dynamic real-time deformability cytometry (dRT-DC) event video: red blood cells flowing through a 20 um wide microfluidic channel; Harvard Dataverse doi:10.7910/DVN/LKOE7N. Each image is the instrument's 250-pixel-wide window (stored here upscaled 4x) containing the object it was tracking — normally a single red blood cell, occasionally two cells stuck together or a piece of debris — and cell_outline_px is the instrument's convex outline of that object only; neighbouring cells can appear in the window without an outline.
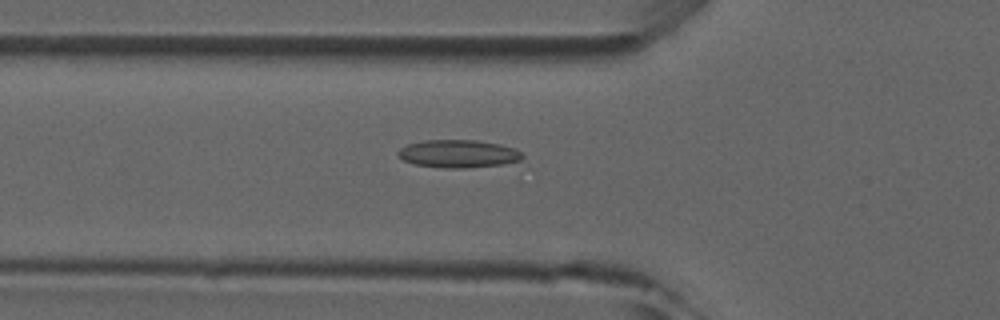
{"species": "common noctule bat (a hibernating species)", "species_latin": "Nyctalus noctula", "temperature_condition": "room temperature", "stored_images_in_passage": 30, "camera_frame_rate_fps": 3000, "um_per_image_px": 0.085, "animal": {"sex": "male", "forearm_length_mm": 52.5}, "frame": {"image": 1, "passage_image": 17, "time_ms": 5.333, "image_size_px": [1000, 320], "cell_outline_px": [[524, 156], [520, 160], [504, 164], [464, 168], [444, 168], [416, 164], [404, 160], [396, 156], [396, 152], [400, 148], [408, 144], [424, 140], [476, 140], [500, 144], [516, 148]], "centroid_in_image_um": [38.95, 13.06], "position_along_channel_um": 86.9, "area_um2": 20.23}}
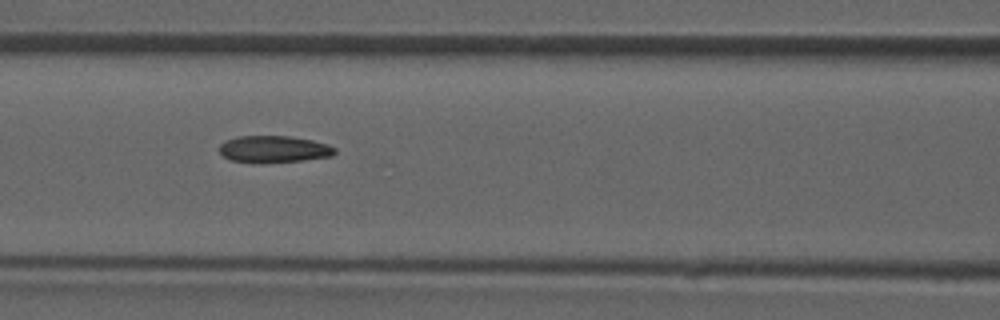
{"frame": {"image": 2, "passage_image": 21, "time_ms": 6.667, "image_size_px": [1000, 320], "cell_outline_px": [[336, 152], [332, 156], [300, 160], [260, 164], [252, 164], [232, 160], [224, 156], [220, 152], [220, 144], [236, 136], [292, 136], [312, 140], [328, 144], [336, 148]], "centroid_in_image_um": [23.28, 12.69], "position_along_channel_um": 143.3, "area_um2": 18.26}}